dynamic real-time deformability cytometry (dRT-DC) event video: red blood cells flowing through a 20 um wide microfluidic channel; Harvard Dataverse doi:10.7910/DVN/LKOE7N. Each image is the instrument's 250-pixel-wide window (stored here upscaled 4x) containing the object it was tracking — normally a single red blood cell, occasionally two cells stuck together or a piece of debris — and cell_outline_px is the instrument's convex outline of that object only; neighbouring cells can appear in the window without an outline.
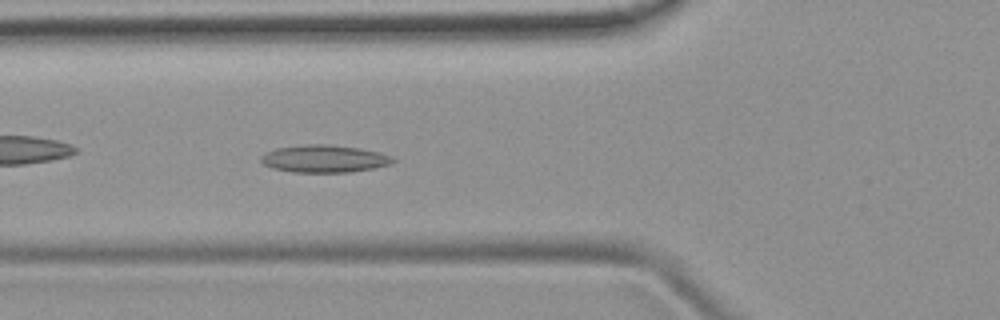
{"species": "common noctule bat (a hibernating species)", "species_latin": "Nyctalus noctula", "temperature_condition": "room temperature", "stored_images_in_passage": 4, "camera_frame_rate_fps": 3000, "um_per_image_px": 0.085, "animal": {"sex": "female", "body_mass_g": 19.9}, "frame": {"image": 1, "passage_image": 4, "time_ms": 3.333, "image_size_px": [1000, 320], "cell_outline_px": [[396, 160], [388, 164], [372, 168], [348, 172], [292, 172], [272, 168], [264, 164], [260, 160], [260, 156], [264, 152], [276, 148], [304, 144], [328, 144], [360, 148], [380, 152], [392, 156]], "centroid_in_image_um": [27.52, 13.48], "position_along_channel_um": 98.3, "area_um2": 21.15}}